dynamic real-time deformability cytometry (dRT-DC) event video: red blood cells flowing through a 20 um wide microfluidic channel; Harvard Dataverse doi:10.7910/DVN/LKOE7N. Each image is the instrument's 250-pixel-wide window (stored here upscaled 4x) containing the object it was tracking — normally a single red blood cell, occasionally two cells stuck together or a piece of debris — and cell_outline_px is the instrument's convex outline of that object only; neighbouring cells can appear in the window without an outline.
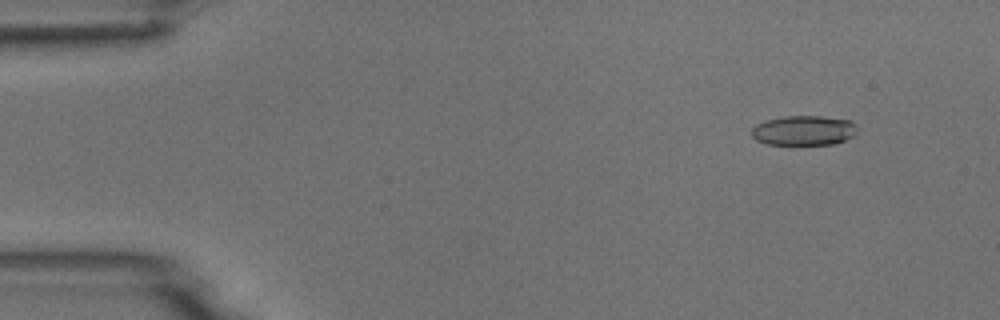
{"species": "common noctule bat (a hibernating species)", "species_latin": "Nyctalus noctula", "temperature_condition": "room temperature", "stored_images_in_passage": 5, "camera_frame_rate_fps": 3000, "um_per_image_px": 0.085, "animal": {"sex": "male", "body_mass_g": 18.8}, "frame": {"image": 1, "passage_image": 2, "time_ms": 0.333, "image_size_px": [1000, 320], "cell_outline_px": [[856, 132], [852, 136], [844, 140], [832, 144], [764, 144], [756, 140], [752, 136], [752, 128], [756, 124], [764, 120], [784, 116], [820, 116], [848, 120], [856, 124]], "centroid_in_image_um": [68.28, 11.08], "position_along_channel_um": 16.7, "area_um2": 18.26}}
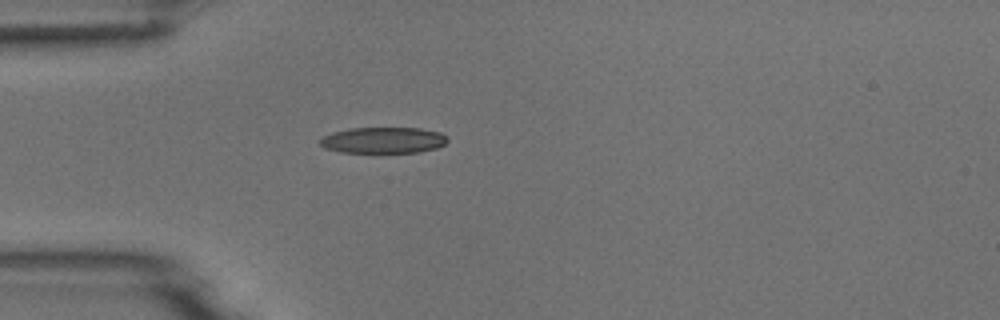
{"frame": {"image": 2, "passage_image": 5, "time_ms": 1.333, "image_size_px": [1000, 320], "cell_outline_px": [[448, 140], [444, 144], [436, 148], [420, 152], [380, 156], [340, 152], [324, 148], [320, 144], [320, 140], [324, 136], [332, 132], [348, 128], [420, 128], [440, 132], [448, 136]], "centroid_in_image_um": [32.57, 11.97], "position_along_channel_um": 52.4, "area_um2": 20.58}}